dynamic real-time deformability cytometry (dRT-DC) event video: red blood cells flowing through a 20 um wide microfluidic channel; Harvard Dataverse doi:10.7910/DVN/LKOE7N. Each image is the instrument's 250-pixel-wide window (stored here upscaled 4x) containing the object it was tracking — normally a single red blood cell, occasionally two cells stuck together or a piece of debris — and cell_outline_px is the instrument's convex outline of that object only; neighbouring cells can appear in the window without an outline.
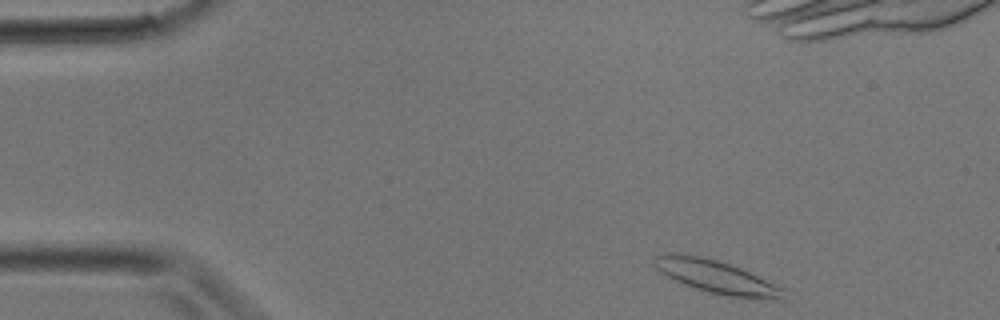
{"species": "common noctule bat (a hibernating species)", "species_latin": "Nyctalus noctula", "temperature_condition": "room temperature", "stored_images_in_passage": 13, "camera_frame_rate_fps": 3000, "um_per_image_px": 0.085, "animal": {"sex": "male", "body_mass_g": 17.9}, "frame": {"image": 1, "passage_image": 1, "time_ms": 0.0, "image_size_px": [1000, 320], "cell_outline_px": [[784, 300], [728, 296], [708, 292], [684, 284], [660, 272], [652, 264], [652, 260], [656, 256], [668, 252], [680, 252], [700, 256], [716, 260], [740, 268], [784, 288]], "centroid_in_image_um": [60.84, 23.51], "position_along_channel_um": 24.2, "area_um2": 24.68}}